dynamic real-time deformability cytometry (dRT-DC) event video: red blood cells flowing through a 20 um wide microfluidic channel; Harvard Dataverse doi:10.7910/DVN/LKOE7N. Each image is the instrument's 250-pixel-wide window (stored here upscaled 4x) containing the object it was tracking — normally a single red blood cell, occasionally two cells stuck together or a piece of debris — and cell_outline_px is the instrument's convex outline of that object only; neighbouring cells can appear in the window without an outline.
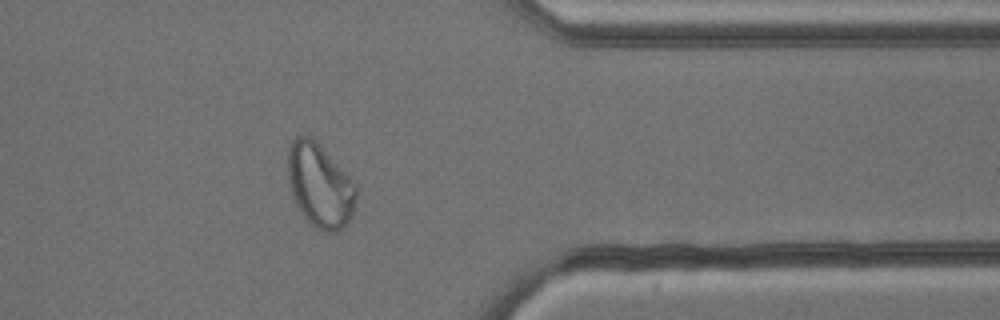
{"species": "common noctule bat (a hibernating species)", "species_latin": "Nyctalus noctula", "temperature_condition": "cold", "stored_images_in_passage": 13, "camera_frame_rate_fps": 3000, "um_per_image_px": 0.085, "animal": {"sex": "male", "body_mass_g": 13.3}, "frame": {"image": 1, "passage_image": 11, "time_ms": 12.333, "image_size_px": [1000, 320], "cell_outline_px": [[356, 200], [352, 216], [336, 232], [328, 232], [312, 228], [308, 224], [296, 208], [292, 196], [288, 180], [288, 152], [292, 140], [296, 136], [308, 136], [316, 140], [320, 144], [356, 184]], "centroid_in_image_um": [27.16, 15.79], "position_along_channel_um": 384.2, "area_um2": 33.7}}
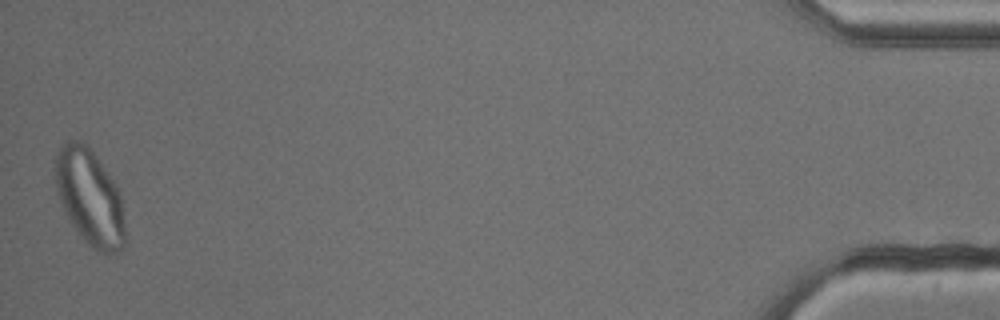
{"frame": {"image": 2, "passage_image": 13, "time_ms": 15.667, "image_size_px": [1000, 320], "cell_outline_px": [[124, 248], [116, 252], [96, 252], [84, 240], [68, 220], [60, 204], [56, 192], [56, 152], [68, 140], [76, 140], [88, 144], [108, 172], [116, 184], [120, 192], [124, 220]], "centroid_in_image_um": [7.62, 16.77], "position_along_channel_um": 427.6, "area_um2": 39.19}}